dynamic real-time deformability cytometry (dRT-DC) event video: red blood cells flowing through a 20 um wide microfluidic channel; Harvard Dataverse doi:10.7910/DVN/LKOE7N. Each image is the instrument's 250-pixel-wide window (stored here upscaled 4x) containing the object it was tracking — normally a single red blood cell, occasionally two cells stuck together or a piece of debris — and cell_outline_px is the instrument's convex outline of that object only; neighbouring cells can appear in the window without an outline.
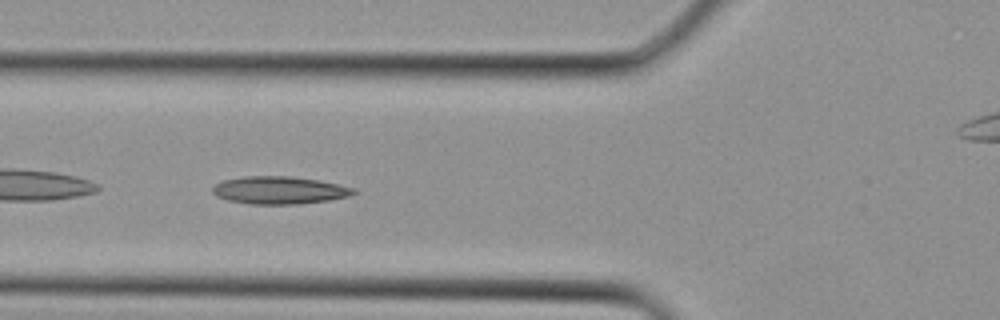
{"species": "Egyptian fruit bat (a non-hibernating species)", "species_latin": "Rousettus aegyptiacus", "temperature_condition": "cold", "stored_images_in_passage": 3, "camera_frame_rate_fps": 3000, "um_per_image_px": 0.085, "animal": {"sex": "female"}, "frame": {"image": 1, "passage_image": 3, "time_ms": 0.667, "image_size_px": [1000, 320], "cell_outline_px": [[356, 192], [348, 196], [328, 200], [296, 204], [248, 204], [228, 200], [216, 196], [212, 192], [212, 188], [216, 184], [224, 180], [244, 176], [288, 176], [316, 180], [356, 188]], "centroid_in_image_um": [23.71, 16.17], "position_along_channel_um": 102.1, "area_um2": 22.48}}